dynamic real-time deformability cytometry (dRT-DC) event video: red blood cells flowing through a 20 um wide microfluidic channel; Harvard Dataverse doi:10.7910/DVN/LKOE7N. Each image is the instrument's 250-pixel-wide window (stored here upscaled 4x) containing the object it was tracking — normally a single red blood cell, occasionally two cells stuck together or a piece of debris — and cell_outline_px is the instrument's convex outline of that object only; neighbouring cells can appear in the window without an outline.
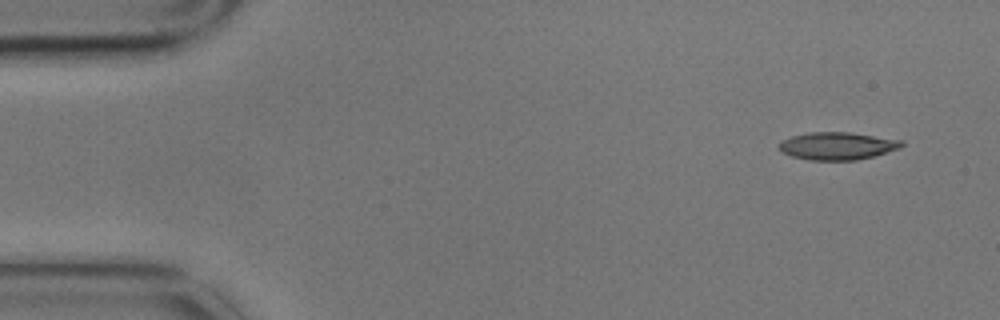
{"species": "common noctule bat (a hibernating species)", "species_latin": "Nyctalus noctula", "temperature_condition": "cold", "stored_images_in_passage": 5, "camera_frame_rate_fps": 3000, "um_per_image_px": 0.085, "animal": {"sex": "male", "body_mass_g": 17.9}, "frame": {"image": 1, "passage_image": 1, "time_ms": 0.0, "image_size_px": [1000, 320], "cell_outline_px": [[904, 144], [900, 148], [872, 156], [856, 160], [808, 160], [792, 156], [780, 152], [776, 144], [780, 140], [792, 136], [808, 132], [852, 132], [904, 140]], "centroid_in_image_um": [71.13, 12.39], "position_along_channel_um": 13.9, "area_um2": 20.0}}
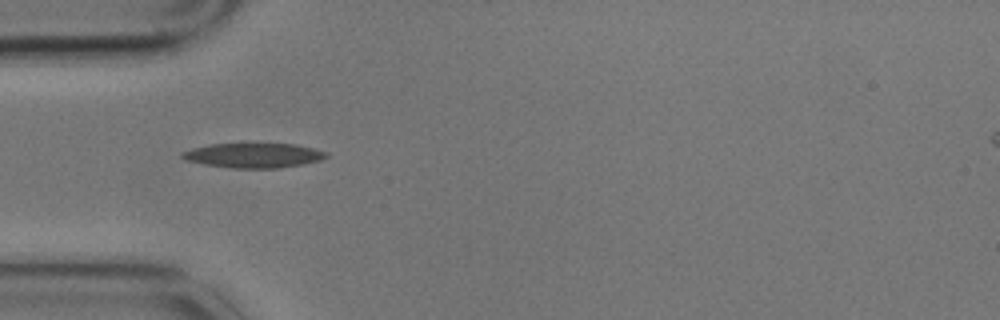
{"frame": {"image": 2, "passage_image": 4, "time_ms": 1.0, "image_size_px": [1000, 320], "cell_outline_px": [[328, 156], [320, 160], [300, 164], [276, 168], [232, 168], [204, 164], [188, 160], [180, 156], [180, 152], [212, 144], [244, 140], [296, 144], [328, 152]], "centroid_in_image_um": [21.55, 13.15], "position_along_channel_um": 63.4, "area_um2": 21.56}}